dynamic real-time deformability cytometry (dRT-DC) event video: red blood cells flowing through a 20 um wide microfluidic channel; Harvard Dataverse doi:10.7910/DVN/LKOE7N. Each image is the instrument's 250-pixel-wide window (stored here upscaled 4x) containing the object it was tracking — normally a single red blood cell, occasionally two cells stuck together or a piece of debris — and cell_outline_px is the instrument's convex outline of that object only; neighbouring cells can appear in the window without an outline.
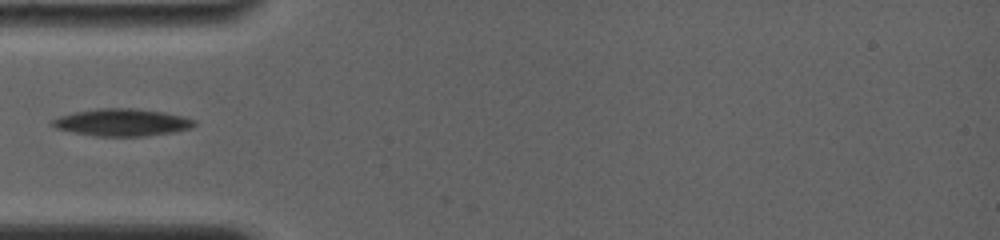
{"species": "common noctule bat (a hibernating species)", "species_latin": "Nyctalus noctula", "temperature_condition": "room temperature", "stored_images_in_passage": 18, "camera_frame_rate_fps": 4000, "um_per_image_px": 0.085, "animal": {"sex": "female", "body_mass_g": 19.0, "forearm_length_mm": 56.7}, "frame": {"image": 1, "passage_image": 2, "time_ms": 0.75, "image_size_px": [1000, 240], "cell_outline_px": [[196, 124], [192, 128], [172, 132], [140, 136], [96, 136], [72, 132], [56, 128], [52, 124], [52, 120], [56, 116], [76, 112], [100, 108], [136, 108], [164, 112], [184, 116], [196, 120]], "centroid_in_image_um": [10.39, 10.39], "position_along_channel_um": 74.6, "area_um2": 22.54}}
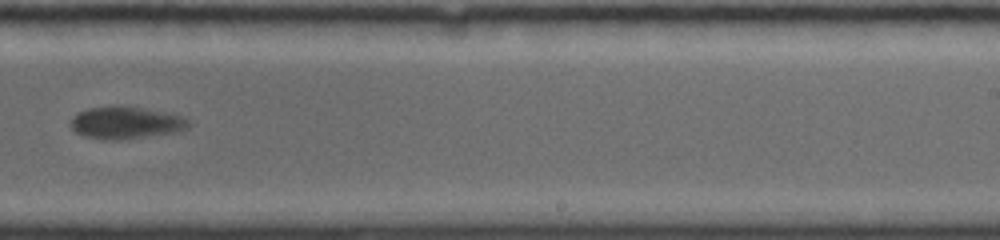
{"frame": {"image": 2, "passage_image": 9, "time_ms": 6.25, "image_size_px": [1000, 240], "cell_outline_px": [[192, 124], [188, 128], [176, 132], [120, 140], [108, 140], [84, 136], [76, 132], [72, 128], [72, 116], [76, 112], [88, 108], [116, 104], [164, 112], [184, 116]], "centroid_in_image_um": [10.7, 10.42], "position_along_channel_um": 278.3, "area_um2": 22.37}}
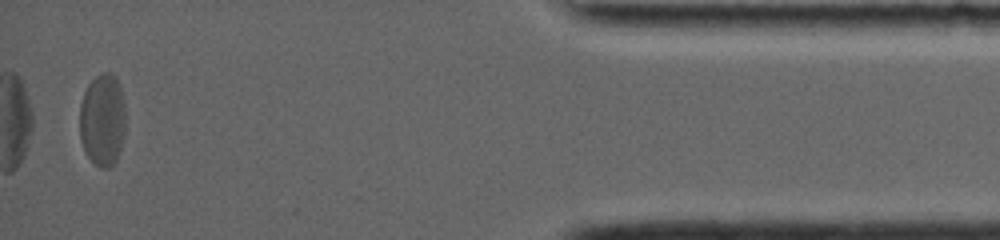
{"frame": {"image": 3, "passage_image": 17, "time_ms": 11.75, "image_size_px": [1000, 240], "cell_outline_px": [[124, 136], [116, 160], [108, 168], [100, 168], [88, 156], [80, 140], [80, 104], [84, 92], [88, 84], [96, 76], [104, 72], [112, 72], [116, 76], [120, 84], [124, 100]], "centroid_in_image_um": [8.72, 10.15], "position_along_channel_um": 426.5, "area_um2": 24.8}}